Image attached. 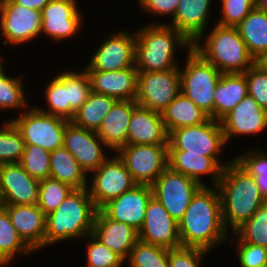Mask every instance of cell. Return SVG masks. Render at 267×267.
I'll return each instance as SVG.
<instances>
[{"label": "cell", "instance_id": "cell-1", "mask_svg": "<svg viewBox=\"0 0 267 267\" xmlns=\"http://www.w3.org/2000/svg\"><path fill=\"white\" fill-rule=\"evenodd\" d=\"M178 224L182 247L200 248L210 252L218 243L229 239L223 223L217 186H201L193 195Z\"/></svg>", "mask_w": 267, "mask_h": 267}, {"label": "cell", "instance_id": "cell-2", "mask_svg": "<svg viewBox=\"0 0 267 267\" xmlns=\"http://www.w3.org/2000/svg\"><path fill=\"white\" fill-rule=\"evenodd\" d=\"M216 185L220 194L222 218L225 228L234 233L267 202L260 194L255 178L233 159L226 162Z\"/></svg>", "mask_w": 267, "mask_h": 267}, {"label": "cell", "instance_id": "cell-3", "mask_svg": "<svg viewBox=\"0 0 267 267\" xmlns=\"http://www.w3.org/2000/svg\"><path fill=\"white\" fill-rule=\"evenodd\" d=\"M135 67L138 72H160L174 69L176 48L191 50L193 44L174 27L153 23L136 32ZM177 46V47H176Z\"/></svg>", "mask_w": 267, "mask_h": 267}, {"label": "cell", "instance_id": "cell-4", "mask_svg": "<svg viewBox=\"0 0 267 267\" xmlns=\"http://www.w3.org/2000/svg\"><path fill=\"white\" fill-rule=\"evenodd\" d=\"M97 208L88 187L73 189L62 204L46 215L45 246L92 234Z\"/></svg>", "mask_w": 267, "mask_h": 267}, {"label": "cell", "instance_id": "cell-5", "mask_svg": "<svg viewBox=\"0 0 267 267\" xmlns=\"http://www.w3.org/2000/svg\"><path fill=\"white\" fill-rule=\"evenodd\" d=\"M201 43H193L192 49L222 74L245 73L253 64L244 40L236 26L214 25L211 33Z\"/></svg>", "mask_w": 267, "mask_h": 267}, {"label": "cell", "instance_id": "cell-6", "mask_svg": "<svg viewBox=\"0 0 267 267\" xmlns=\"http://www.w3.org/2000/svg\"><path fill=\"white\" fill-rule=\"evenodd\" d=\"M187 53L184 70H179L181 93L213 119L214 93L222 73L193 49Z\"/></svg>", "mask_w": 267, "mask_h": 267}, {"label": "cell", "instance_id": "cell-7", "mask_svg": "<svg viewBox=\"0 0 267 267\" xmlns=\"http://www.w3.org/2000/svg\"><path fill=\"white\" fill-rule=\"evenodd\" d=\"M20 132L25 144L54 151L64 145V132L70 122L58 116L44 113L37 107L28 109L27 113L10 120Z\"/></svg>", "mask_w": 267, "mask_h": 267}, {"label": "cell", "instance_id": "cell-8", "mask_svg": "<svg viewBox=\"0 0 267 267\" xmlns=\"http://www.w3.org/2000/svg\"><path fill=\"white\" fill-rule=\"evenodd\" d=\"M226 141L220 121H208L177 128L169 133L168 150H183L186 154L218 156Z\"/></svg>", "mask_w": 267, "mask_h": 267}, {"label": "cell", "instance_id": "cell-9", "mask_svg": "<svg viewBox=\"0 0 267 267\" xmlns=\"http://www.w3.org/2000/svg\"><path fill=\"white\" fill-rule=\"evenodd\" d=\"M117 154L139 185L152 186L168 167V145L127 144Z\"/></svg>", "mask_w": 267, "mask_h": 267}, {"label": "cell", "instance_id": "cell-10", "mask_svg": "<svg viewBox=\"0 0 267 267\" xmlns=\"http://www.w3.org/2000/svg\"><path fill=\"white\" fill-rule=\"evenodd\" d=\"M201 186L197 181L167 167L151 188L153 196L171 217L179 222L190 205L193 195Z\"/></svg>", "mask_w": 267, "mask_h": 267}, {"label": "cell", "instance_id": "cell-11", "mask_svg": "<svg viewBox=\"0 0 267 267\" xmlns=\"http://www.w3.org/2000/svg\"><path fill=\"white\" fill-rule=\"evenodd\" d=\"M179 68L138 72L137 104L161 113L181 93Z\"/></svg>", "mask_w": 267, "mask_h": 267}, {"label": "cell", "instance_id": "cell-12", "mask_svg": "<svg viewBox=\"0 0 267 267\" xmlns=\"http://www.w3.org/2000/svg\"><path fill=\"white\" fill-rule=\"evenodd\" d=\"M91 173L94 175L88 192L97 209L137 185L118 155L106 159Z\"/></svg>", "mask_w": 267, "mask_h": 267}, {"label": "cell", "instance_id": "cell-13", "mask_svg": "<svg viewBox=\"0 0 267 267\" xmlns=\"http://www.w3.org/2000/svg\"><path fill=\"white\" fill-rule=\"evenodd\" d=\"M1 35L3 44H21L41 34L42 13L8 0L0 6ZM5 36V37H4Z\"/></svg>", "mask_w": 267, "mask_h": 267}, {"label": "cell", "instance_id": "cell-14", "mask_svg": "<svg viewBox=\"0 0 267 267\" xmlns=\"http://www.w3.org/2000/svg\"><path fill=\"white\" fill-rule=\"evenodd\" d=\"M136 33L110 35L92 56L85 71H118L135 66Z\"/></svg>", "mask_w": 267, "mask_h": 267}, {"label": "cell", "instance_id": "cell-15", "mask_svg": "<svg viewBox=\"0 0 267 267\" xmlns=\"http://www.w3.org/2000/svg\"><path fill=\"white\" fill-rule=\"evenodd\" d=\"M138 237L143 242L168 249L181 247L178 222L154 196L147 204L145 220L138 231Z\"/></svg>", "mask_w": 267, "mask_h": 267}, {"label": "cell", "instance_id": "cell-16", "mask_svg": "<svg viewBox=\"0 0 267 267\" xmlns=\"http://www.w3.org/2000/svg\"><path fill=\"white\" fill-rule=\"evenodd\" d=\"M39 182L20 163L0 165V205L38 204Z\"/></svg>", "mask_w": 267, "mask_h": 267}, {"label": "cell", "instance_id": "cell-17", "mask_svg": "<svg viewBox=\"0 0 267 267\" xmlns=\"http://www.w3.org/2000/svg\"><path fill=\"white\" fill-rule=\"evenodd\" d=\"M63 146L86 174L96 170L108 158L102 148L106 145L96 131L75 126L71 121L66 125Z\"/></svg>", "mask_w": 267, "mask_h": 267}, {"label": "cell", "instance_id": "cell-18", "mask_svg": "<svg viewBox=\"0 0 267 267\" xmlns=\"http://www.w3.org/2000/svg\"><path fill=\"white\" fill-rule=\"evenodd\" d=\"M152 196L151 186L137 184L119 197L108 201L100 210L108 218L128 224L139 231L144 223L146 207Z\"/></svg>", "mask_w": 267, "mask_h": 267}, {"label": "cell", "instance_id": "cell-19", "mask_svg": "<svg viewBox=\"0 0 267 267\" xmlns=\"http://www.w3.org/2000/svg\"><path fill=\"white\" fill-rule=\"evenodd\" d=\"M76 0H51L42 13L41 33L56 40L74 36L82 19Z\"/></svg>", "mask_w": 267, "mask_h": 267}, {"label": "cell", "instance_id": "cell-20", "mask_svg": "<svg viewBox=\"0 0 267 267\" xmlns=\"http://www.w3.org/2000/svg\"><path fill=\"white\" fill-rule=\"evenodd\" d=\"M225 141L236 135H251L267 128V111L261 108L252 96H245L221 120Z\"/></svg>", "mask_w": 267, "mask_h": 267}, {"label": "cell", "instance_id": "cell-21", "mask_svg": "<svg viewBox=\"0 0 267 267\" xmlns=\"http://www.w3.org/2000/svg\"><path fill=\"white\" fill-rule=\"evenodd\" d=\"M0 206L7 211L18 235L33 251L45 247L46 215L38 204Z\"/></svg>", "mask_w": 267, "mask_h": 267}, {"label": "cell", "instance_id": "cell-22", "mask_svg": "<svg viewBox=\"0 0 267 267\" xmlns=\"http://www.w3.org/2000/svg\"><path fill=\"white\" fill-rule=\"evenodd\" d=\"M92 235L124 261L139 240L138 231L134 227L108 218L100 209L94 218Z\"/></svg>", "mask_w": 267, "mask_h": 267}, {"label": "cell", "instance_id": "cell-23", "mask_svg": "<svg viewBox=\"0 0 267 267\" xmlns=\"http://www.w3.org/2000/svg\"><path fill=\"white\" fill-rule=\"evenodd\" d=\"M91 89L117 100H135L137 96L138 70L135 66L118 71H86Z\"/></svg>", "mask_w": 267, "mask_h": 267}, {"label": "cell", "instance_id": "cell-24", "mask_svg": "<svg viewBox=\"0 0 267 267\" xmlns=\"http://www.w3.org/2000/svg\"><path fill=\"white\" fill-rule=\"evenodd\" d=\"M221 163L218 156L186 154L183 150H168V167L197 181L202 186H206L201 180L202 175H211L212 185L218 184L223 168L227 165Z\"/></svg>", "mask_w": 267, "mask_h": 267}, {"label": "cell", "instance_id": "cell-25", "mask_svg": "<svg viewBox=\"0 0 267 267\" xmlns=\"http://www.w3.org/2000/svg\"><path fill=\"white\" fill-rule=\"evenodd\" d=\"M161 113L137 105L131 116L127 144L168 145Z\"/></svg>", "mask_w": 267, "mask_h": 267}, {"label": "cell", "instance_id": "cell-26", "mask_svg": "<svg viewBox=\"0 0 267 267\" xmlns=\"http://www.w3.org/2000/svg\"><path fill=\"white\" fill-rule=\"evenodd\" d=\"M211 1L180 0L172 23L167 25L180 31L192 44L200 43L205 37Z\"/></svg>", "mask_w": 267, "mask_h": 267}, {"label": "cell", "instance_id": "cell-27", "mask_svg": "<svg viewBox=\"0 0 267 267\" xmlns=\"http://www.w3.org/2000/svg\"><path fill=\"white\" fill-rule=\"evenodd\" d=\"M137 105L135 100H117L114 103L96 131L106 148L116 153L121 147L127 145L129 123Z\"/></svg>", "mask_w": 267, "mask_h": 267}, {"label": "cell", "instance_id": "cell-28", "mask_svg": "<svg viewBox=\"0 0 267 267\" xmlns=\"http://www.w3.org/2000/svg\"><path fill=\"white\" fill-rule=\"evenodd\" d=\"M247 95V80L243 73L222 74L214 93L213 119L220 121Z\"/></svg>", "mask_w": 267, "mask_h": 267}, {"label": "cell", "instance_id": "cell-29", "mask_svg": "<svg viewBox=\"0 0 267 267\" xmlns=\"http://www.w3.org/2000/svg\"><path fill=\"white\" fill-rule=\"evenodd\" d=\"M161 116L168 134L177 128L198 125L210 119L207 113L182 93L161 112Z\"/></svg>", "mask_w": 267, "mask_h": 267}, {"label": "cell", "instance_id": "cell-30", "mask_svg": "<svg viewBox=\"0 0 267 267\" xmlns=\"http://www.w3.org/2000/svg\"><path fill=\"white\" fill-rule=\"evenodd\" d=\"M86 176L88 175L64 146L50 153V178L80 189L88 187Z\"/></svg>", "mask_w": 267, "mask_h": 267}, {"label": "cell", "instance_id": "cell-31", "mask_svg": "<svg viewBox=\"0 0 267 267\" xmlns=\"http://www.w3.org/2000/svg\"><path fill=\"white\" fill-rule=\"evenodd\" d=\"M236 28L254 59L267 50L266 12L255 7Z\"/></svg>", "mask_w": 267, "mask_h": 267}, {"label": "cell", "instance_id": "cell-32", "mask_svg": "<svg viewBox=\"0 0 267 267\" xmlns=\"http://www.w3.org/2000/svg\"><path fill=\"white\" fill-rule=\"evenodd\" d=\"M116 101L113 97L92 91L86 102L75 112L71 122L75 126L97 131Z\"/></svg>", "mask_w": 267, "mask_h": 267}, {"label": "cell", "instance_id": "cell-33", "mask_svg": "<svg viewBox=\"0 0 267 267\" xmlns=\"http://www.w3.org/2000/svg\"><path fill=\"white\" fill-rule=\"evenodd\" d=\"M34 251L18 235L7 211L0 206V267L8 265L15 255H27Z\"/></svg>", "mask_w": 267, "mask_h": 267}, {"label": "cell", "instance_id": "cell-34", "mask_svg": "<svg viewBox=\"0 0 267 267\" xmlns=\"http://www.w3.org/2000/svg\"><path fill=\"white\" fill-rule=\"evenodd\" d=\"M82 71L80 73L67 71L56 76L66 87H69L70 121L92 92L89 76L85 70Z\"/></svg>", "mask_w": 267, "mask_h": 267}, {"label": "cell", "instance_id": "cell-35", "mask_svg": "<svg viewBox=\"0 0 267 267\" xmlns=\"http://www.w3.org/2000/svg\"><path fill=\"white\" fill-rule=\"evenodd\" d=\"M169 249L138 240L127 258L130 267H168Z\"/></svg>", "mask_w": 267, "mask_h": 267}, {"label": "cell", "instance_id": "cell-36", "mask_svg": "<svg viewBox=\"0 0 267 267\" xmlns=\"http://www.w3.org/2000/svg\"><path fill=\"white\" fill-rule=\"evenodd\" d=\"M241 155L233 160L255 178L261 196L267 201V153L257 149Z\"/></svg>", "mask_w": 267, "mask_h": 267}, {"label": "cell", "instance_id": "cell-37", "mask_svg": "<svg viewBox=\"0 0 267 267\" xmlns=\"http://www.w3.org/2000/svg\"><path fill=\"white\" fill-rule=\"evenodd\" d=\"M234 233L245 243L267 247V202Z\"/></svg>", "mask_w": 267, "mask_h": 267}, {"label": "cell", "instance_id": "cell-38", "mask_svg": "<svg viewBox=\"0 0 267 267\" xmlns=\"http://www.w3.org/2000/svg\"><path fill=\"white\" fill-rule=\"evenodd\" d=\"M4 126V127H3ZM0 129V165L7 163H20L25 142L10 120Z\"/></svg>", "mask_w": 267, "mask_h": 267}, {"label": "cell", "instance_id": "cell-39", "mask_svg": "<svg viewBox=\"0 0 267 267\" xmlns=\"http://www.w3.org/2000/svg\"><path fill=\"white\" fill-rule=\"evenodd\" d=\"M68 184L52 178L39 182L38 206L45 215L55 211L73 190Z\"/></svg>", "mask_w": 267, "mask_h": 267}, {"label": "cell", "instance_id": "cell-40", "mask_svg": "<svg viewBox=\"0 0 267 267\" xmlns=\"http://www.w3.org/2000/svg\"><path fill=\"white\" fill-rule=\"evenodd\" d=\"M50 153L37 145L25 144L20 164L32 178L38 181L50 178Z\"/></svg>", "mask_w": 267, "mask_h": 267}, {"label": "cell", "instance_id": "cell-41", "mask_svg": "<svg viewBox=\"0 0 267 267\" xmlns=\"http://www.w3.org/2000/svg\"><path fill=\"white\" fill-rule=\"evenodd\" d=\"M45 90L49 110L38 109L44 113L70 121L69 87H66L57 77H54Z\"/></svg>", "mask_w": 267, "mask_h": 267}, {"label": "cell", "instance_id": "cell-42", "mask_svg": "<svg viewBox=\"0 0 267 267\" xmlns=\"http://www.w3.org/2000/svg\"><path fill=\"white\" fill-rule=\"evenodd\" d=\"M23 87L22 78L8 77L5 72H2L0 74V110L29 108Z\"/></svg>", "mask_w": 267, "mask_h": 267}, {"label": "cell", "instance_id": "cell-43", "mask_svg": "<svg viewBox=\"0 0 267 267\" xmlns=\"http://www.w3.org/2000/svg\"><path fill=\"white\" fill-rule=\"evenodd\" d=\"M88 267H120L125 262L118 254L102 244L92 234L88 235Z\"/></svg>", "mask_w": 267, "mask_h": 267}, {"label": "cell", "instance_id": "cell-44", "mask_svg": "<svg viewBox=\"0 0 267 267\" xmlns=\"http://www.w3.org/2000/svg\"><path fill=\"white\" fill-rule=\"evenodd\" d=\"M256 0H222L221 19L217 24L237 26L255 7Z\"/></svg>", "mask_w": 267, "mask_h": 267}, {"label": "cell", "instance_id": "cell-45", "mask_svg": "<svg viewBox=\"0 0 267 267\" xmlns=\"http://www.w3.org/2000/svg\"><path fill=\"white\" fill-rule=\"evenodd\" d=\"M248 95L267 111V71L253 64L245 73Z\"/></svg>", "mask_w": 267, "mask_h": 267}, {"label": "cell", "instance_id": "cell-46", "mask_svg": "<svg viewBox=\"0 0 267 267\" xmlns=\"http://www.w3.org/2000/svg\"><path fill=\"white\" fill-rule=\"evenodd\" d=\"M238 241V259L240 267H265L267 266V247L256 246L243 242L235 233Z\"/></svg>", "mask_w": 267, "mask_h": 267}, {"label": "cell", "instance_id": "cell-47", "mask_svg": "<svg viewBox=\"0 0 267 267\" xmlns=\"http://www.w3.org/2000/svg\"><path fill=\"white\" fill-rule=\"evenodd\" d=\"M209 252L200 248L169 249L168 267H199V261Z\"/></svg>", "mask_w": 267, "mask_h": 267}, {"label": "cell", "instance_id": "cell-48", "mask_svg": "<svg viewBox=\"0 0 267 267\" xmlns=\"http://www.w3.org/2000/svg\"><path fill=\"white\" fill-rule=\"evenodd\" d=\"M143 10L173 19L180 0H137Z\"/></svg>", "mask_w": 267, "mask_h": 267}, {"label": "cell", "instance_id": "cell-49", "mask_svg": "<svg viewBox=\"0 0 267 267\" xmlns=\"http://www.w3.org/2000/svg\"><path fill=\"white\" fill-rule=\"evenodd\" d=\"M16 4H20L29 9L42 11L44 6L51 0H12Z\"/></svg>", "mask_w": 267, "mask_h": 267}, {"label": "cell", "instance_id": "cell-50", "mask_svg": "<svg viewBox=\"0 0 267 267\" xmlns=\"http://www.w3.org/2000/svg\"><path fill=\"white\" fill-rule=\"evenodd\" d=\"M254 64L260 69L267 71V50L254 59Z\"/></svg>", "mask_w": 267, "mask_h": 267}, {"label": "cell", "instance_id": "cell-51", "mask_svg": "<svg viewBox=\"0 0 267 267\" xmlns=\"http://www.w3.org/2000/svg\"><path fill=\"white\" fill-rule=\"evenodd\" d=\"M256 8L267 13V0H256Z\"/></svg>", "mask_w": 267, "mask_h": 267}, {"label": "cell", "instance_id": "cell-52", "mask_svg": "<svg viewBox=\"0 0 267 267\" xmlns=\"http://www.w3.org/2000/svg\"><path fill=\"white\" fill-rule=\"evenodd\" d=\"M1 60H4L3 59V57H1V55H0V74L2 73V72H4V65H3V63L1 62Z\"/></svg>", "mask_w": 267, "mask_h": 267}, {"label": "cell", "instance_id": "cell-53", "mask_svg": "<svg viewBox=\"0 0 267 267\" xmlns=\"http://www.w3.org/2000/svg\"><path fill=\"white\" fill-rule=\"evenodd\" d=\"M8 0H0V6L5 4Z\"/></svg>", "mask_w": 267, "mask_h": 267}]
</instances>
